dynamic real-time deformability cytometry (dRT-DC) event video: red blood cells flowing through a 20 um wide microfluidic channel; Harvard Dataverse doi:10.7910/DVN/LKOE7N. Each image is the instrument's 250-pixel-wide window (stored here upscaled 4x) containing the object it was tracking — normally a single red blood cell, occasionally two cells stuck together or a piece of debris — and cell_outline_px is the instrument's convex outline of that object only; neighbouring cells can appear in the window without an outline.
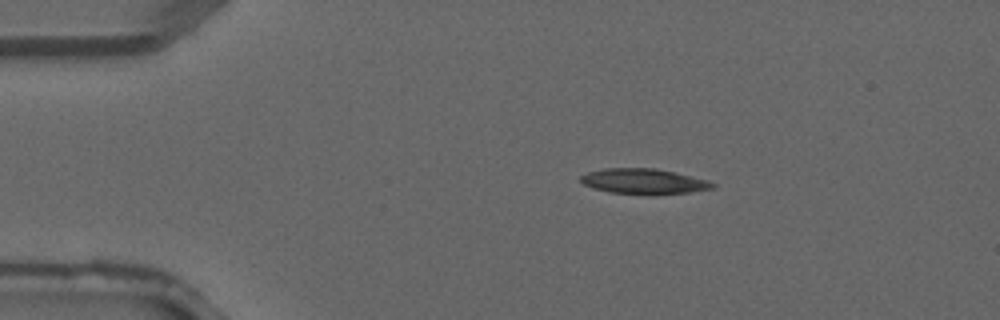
{"species": "common noctule bat (a hibernating species)", "species_latin": "Nyctalus noctula", "temperature_condition": "warm", "stored_images_in_passage": 3, "segment_of_instrument_passage": [1, 2], "camera_frame_rate_fps": 3000, "um_per_image_px": 0.085, "animal": {"sex": "male", "forearm_length_mm": 52.5}, "frame": {"image": 1, "passage_image": 1, "time_ms": 0.0, "image_size_px": [1000, 320], "cell_outline_px": [[716, 188], [688, 192], [652, 196], [608, 192], [592, 188], [584, 184], [580, 180], [580, 176], [588, 172], [604, 168], [656, 168], [708, 180], [716, 184]], "centroid_in_image_um": [54.72, 15.43], "position_along_channel_um": 30.3, "area_um2": 19.83}}